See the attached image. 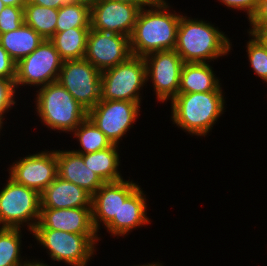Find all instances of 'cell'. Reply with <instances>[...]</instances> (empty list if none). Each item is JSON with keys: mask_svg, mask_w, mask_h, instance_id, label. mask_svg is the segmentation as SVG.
<instances>
[{"mask_svg": "<svg viewBox=\"0 0 267 266\" xmlns=\"http://www.w3.org/2000/svg\"><path fill=\"white\" fill-rule=\"evenodd\" d=\"M168 4L165 0H156L148 10H140L130 36L132 56L144 58L153 52L175 48L181 14L170 12Z\"/></svg>", "mask_w": 267, "mask_h": 266, "instance_id": "cell-1", "label": "cell"}, {"mask_svg": "<svg viewBox=\"0 0 267 266\" xmlns=\"http://www.w3.org/2000/svg\"><path fill=\"white\" fill-rule=\"evenodd\" d=\"M248 33L253 34L267 49V27H251Z\"/></svg>", "mask_w": 267, "mask_h": 266, "instance_id": "cell-35", "label": "cell"}, {"mask_svg": "<svg viewBox=\"0 0 267 266\" xmlns=\"http://www.w3.org/2000/svg\"><path fill=\"white\" fill-rule=\"evenodd\" d=\"M58 177L85 189L93 195L105 182L87 167L83 155L56 150Z\"/></svg>", "mask_w": 267, "mask_h": 266, "instance_id": "cell-17", "label": "cell"}, {"mask_svg": "<svg viewBox=\"0 0 267 266\" xmlns=\"http://www.w3.org/2000/svg\"><path fill=\"white\" fill-rule=\"evenodd\" d=\"M146 81L152 79L157 100H172L179 90L180 74L184 64L181 56L173 50L153 52L144 57Z\"/></svg>", "mask_w": 267, "mask_h": 266, "instance_id": "cell-11", "label": "cell"}, {"mask_svg": "<svg viewBox=\"0 0 267 266\" xmlns=\"http://www.w3.org/2000/svg\"><path fill=\"white\" fill-rule=\"evenodd\" d=\"M143 57L131 56L127 61L101 72V100H120L140 104V89L146 84Z\"/></svg>", "mask_w": 267, "mask_h": 266, "instance_id": "cell-7", "label": "cell"}, {"mask_svg": "<svg viewBox=\"0 0 267 266\" xmlns=\"http://www.w3.org/2000/svg\"><path fill=\"white\" fill-rule=\"evenodd\" d=\"M91 199L85 189L57 176L40 194V208L91 207Z\"/></svg>", "mask_w": 267, "mask_h": 266, "instance_id": "cell-18", "label": "cell"}, {"mask_svg": "<svg viewBox=\"0 0 267 266\" xmlns=\"http://www.w3.org/2000/svg\"><path fill=\"white\" fill-rule=\"evenodd\" d=\"M16 62L8 55L0 43V78L15 80Z\"/></svg>", "mask_w": 267, "mask_h": 266, "instance_id": "cell-31", "label": "cell"}, {"mask_svg": "<svg viewBox=\"0 0 267 266\" xmlns=\"http://www.w3.org/2000/svg\"><path fill=\"white\" fill-rule=\"evenodd\" d=\"M140 104L120 100H99L88 111V117L105 134L112 144L127 133L139 116Z\"/></svg>", "mask_w": 267, "mask_h": 266, "instance_id": "cell-10", "label": "cell"}, {"mask_svg": "<svg viewBox=\"0 0 267 266\" xmlns=\"http://www.w3.org/2000/svg\"><path fill=\"white\" fill-rule=\"evenodd\" d=\"M16 86L15 80L0 78V119L3 120L11 106L15 105Z\"/></svg>", "mask_w": 267, "mask_h": 266, "instance_id": "cell-30", "label": "cell"}, {"mask_svg": "<svg viewBox=\"0 0 267 266\" xmlns=\"http://www.w3.org/2000/svg\"><path fill=\"white\" fill-rule=\"evenodd\" d=\"M247 43V55L252 69L263 81L267 83V49L253 35Z\"/></svg>", "mask_w": 267, "mask_h": 266, "instance_id": "cell-28", "label": "cell"}, {"mask_svg": "<svg viewBox=\"0 0 267 266\" xmlns=\"http://www.w3.org/2000/svg\"><path fill=\"white\" fill-rule=\"evenodd\" d=\"M70 28H90V1L73 0L58 9L55 32Z\"/></svg>", "mask_w": 267, "mask_h": 266, "instance_id": "cell-25", "label": "cell"}, {"mask_svg": "<svg viewBox=\"0 0 267 266\" xmlns=\"http://www.w3.org/2000/svg\"><path fill=\"white\" fill-rule=\"evenodd\" d=\"M227 7L231 9H240L246 11L248 20L253 16L258 7L259 0H220Z\"/></svg>", "mask_w": 267, "mask_h": 266, "instance_id": "cell-32", "label": "cell"}, {"mask_svg": "<svg viewBox=\"0 0 267 266\" xmlns=\"http://www.w3.org/2000/svg\"><path fill=\"white\" fill-rule=\"evenodd\" d=\"M23 23V7L5 6L0 12V34L17 30Z\"/></svg>", "mask_w": 267, "mask_h": 266, "instance_id": "cell-29", "label": "cell"}, {"mask_svg": "<svg viewBox=\"0 0 267 266\" xmlns=\"http://www.w3.org/2000/svg\"><path fill=\"white\" fill-rule=\"evenodd\" d=\"M63 60L54 44L44 39L41 44L28 56L16 63L15 86L35 85L43 87L56 82Z\"/></svg>", "mask_w": 267, "mask_h": 266, "instance_id": "cell-8", "label": "cell"}, {"mask_svg": "<svg viewBox=\"0 0 267 266\" xmlns=\"http://www.w3.org/2000/svg\"><path fill=\"white\" fill-rule=\"evenodd\" d=\"M87 111L101 100V72L89 61H63L57 80Z\"/></svg>", "mask_w": 267, "mask_h": 266, "instance_id": "cell-9", "label": "cell"}, {"mask_svg": "<svg viewBox=\"0 0 267 266\" xmlns=\"http://www.w3.org/2000/svg\"><path fill=\"white\" fill-rule=\"evenodd\" d=\"M5 5L3 4V2L0 0V12L4 9Z\"/></svg>", "mask_w": 267, "mask_h": 266, "instance_id": "cell-40", "label": "cell"}, {"mask_svg": "<svg viewBox=\"0 0 267 266\" xmlns=\"http://www.w3.org/2000/svg\"><path fill=\"white\" fill-rule=\"evenodd\" d=\"M131 56L130 37L90 28L84 59L97 70L115 67Z\"/></svg>", "mask_w": 267, "mask_h": 266, "instance_id": "cell-13", "label": "cell"}, {"mask_svg": "<svg viewBox=\"0 0 267 266\" xmlns=\"http://www.w3.org/2000/svg\"><path fill=\"white\" fill-rule=\"evenodd\" d=\"M24 23L32 27L42 38L50 39L55 34L58 9L26 3Z\"/></svg>", "mask_w": 267, "mask_h": 266, "instance_id": "cell-24", "label": "cell"}, {"mask_svg": "<svg viewBox=\"0 0 267 266\" xmlns=\"http://www.w3.org/2000/svg\"><path fill=\"white\" fill-rule=\"evenodd\" d=\"M21 237L20 228L0 227V266H21L28 261L21 258Z\"/></svg>", "mask_w": 267, "mask_h": 266, "instance_id": "cell-27", "label": "cell"}, {"mask_svg": "<svg viewBox=\"0 0 267 266\" xmlns=\"http://www.w3.org/2000/svg\"><path fill=\"white\" fill-rule=\"evenodd\" d=\"M21 266H49L48 264L46 265V263H42L41 261H27L25 264L21 265Z\"/></svg>", "mask_w": 267, "mask_h": 266, "instance_id": "cell-38", "label": "cell"}, {"mask_svg": "<svg viewBox=\"0 0 267 266\" xmlns=\"http://www.w3.org/2000/svg\"><path fill=\"white\" fill-rule=\"evenodd\" d=\"M34 238L48 251L54 261L72 266H87L95 251L98 235H83L62 230L33 229ZM89 260V261H88Z\"/></svg>", "mask_w": 267, "mask_h": 266, "instance_id": "cell-6", "label": "cell"}, {"mask_svg": "<svg viewBox=\"0 0 267 266\" xmlns=\"http://www.w3.org/2000/svg\"><path fill=\"white\" fill-rule=\"evenodd\" d=\"M141 8L135 4L112 0L90 2V28L103 32L132 35Z\"/></svg>", "mask_w": 267, "mask_h": 266, "instance_id": "cell-12", "label": "cell"}, {"mask_svg": "<svg viewBox=\"0 0 267 266\" xmlns=\"http://www.w3.org/2000/svg\"><path fill=\"white\" fill-rule=\"evenodd\" d=\"M159 264H160L159 262H156V263L154 262L152 264L150 263V264H146V265L144 264V265H140V266H159ZM136 266H139V265H136Z\"/></svg>", "mask_w": 267, "mask_h": 266, "instance_id": "cell-39", "label": "cell"}, {"mask_svg": "<svg viewBox=\"0 0 267 266\" xmlns=\"http://www.w3.org/2000/svg\"><path fill=\"white\" fill-rule=\"evenodd\" d=\"M37 92V114L41 122L54 131L73 132L88 116V111L58 81Z\"/></svg>", "mask_w": 267, "mask_h": 266, "instance_id": "cell-4", "label": "cell"}, {"mask_svg": "<svg viewBox=\"0 0 267 266\" xmlns=\"http://www.w3.org/2000/svg\"><path fill=\"white\" fill-rule=\"evenodd\" d=\"M230 43L229 38L214 25L181 14L174 50L184 63L216 60L228 54Z\"/></svg>", "mask_w": 267, "mask_h": 266, "instance_id": "cell-2", "label": "cell"}, {"mask_svg": "<svg viewBox=\"0 0 267 266\" xmlns=\"http://www.w3.org/2000/svg\"><path fill=\"white\" fill-rule=\"evenodd\" d=\"M118 145L112 144L110 147L83 155L84 163L104 182H114L122 180L118 166L120 164Z\"/></svg>", "mask_w": 267, "mask_h": 266, "instance_id": "cell-23", "label": "cell"}, {"mask_svg": "<svg viewBox=\"0 0 267 266\" xmlns=\"http://www.w3.org/2000/svg\"><path fill=\"white\" fill-rule=\"evenodd\" d=\"M146 196L140 186L121 204L118 218H114L106 230L114 236H124L141 225L150 223L146 216Z\"/></svg>", "mask_w": 267, "mask_h": 266, "instance_id": "cell-19", "label": "cell"}, {"mask_svg": "<svg viewBox=\"0 0 267 266\" xmlns=\"http://www.w3.org/2000/svg\"><path fill=\"white\" fill-rule=\"evenodd\" d=\"M43 40L44 38L25 23L17 30L0 34L1 46L16 63L31 54Z\"/></svg>", "mask_w": 267, "mask_h": 266, "instance_id": "cell-21", "label": "cell"}, {"mask_svg": "<svg viewBox=\"0 0 267 266\" xmlns=\"http://www.w3.org/2000/svg\"><path fill=\"white\" fill-rule=\"evenodd\" d=\"M139 187L132 181L119 180L105 182L91 199L92 222L96 232L100 223L106 227L114 218H118L121 204Z\"/></svg>", "mask_w": 267, "mask_h": 266, "instance_id": "cell-15", "label": "cell"}, {"mask_svg": "<svg viewBox=\"0 0 267 266\" xmlns=\"http://www.w3.org/2000/svg\"><path fill=\"white\" fill-rule=\"evenodd\" d=\"M72 133L78 138L79 145L82 148V150L76 149L72 151L80 155L104 150L112 145V142L88 116Z\"/></svg>", "mask_w": 267, "mask_h": 266, "instance_id": "cell-26", "label": "cell"}, {"mask_svg": "<svg viewBox=\"0 0 267 266\" xmlns=\"http://www.w3.org/2000/svg\"><path fill=\"white\" fill-rule=\"evenodd\" d=\"M118 2H125L130 4H135L136 6L140 7L141 9L144 7L151 6L156 0H112Z\"/></svg>", "mask_w": 267, "mask_h": 266, "instance_id": "cell-36", "label": "cell"}, {"mask_svg": "<svg viewBox=\"0 0 267 266\" xmlns=\"http://www.w3.org/2000/svg\"><path fill=\"white\" fill-rule=\"evenodd\" d=\"M73 0H27V3H32L46 8L59 9L62 6L71 3Z\"/></svg>", "mask_w": 267, "mask_h": 266, "instance_id": "cell-34", "label": "cell"}, {"mask_svg": "<svg viewBox=\"0 0 267 266\" xmlns=\"http://www.w3.org/2000/svg\"><path fill=\"white\" fill-rule=\"evenodd\" d=\"M222 92L178 93L171 100L173 124L189 134L206 136L225 110Z\"/></svg>", "mask_w": 267, "mask_h": 266, "instance_id": "cell-3", "label": "cell"}, {"mask_svg": "<svg viewBox=\"0 0 267 266\" xmlns=\"http://www.w3.org/2000/svg\"><path fill=\"white\" fill-rule=\"evenodd\" d=\"M34 229L62 230L74 234L98 235L93 226L91 207L40 208L39 221Z\"/></svg>", "mask_w": 267, "mask_h": 266, "instance_id": "cell-16", "label": "cell"}, {"mask_svg": "<svg viewBox=\"0 0 267 266\" xmlns=\"http://www.w3.org/2000/svg\"><path fill=\"white\" fill-rule=\"evenodd\" d=\"M3 123V120L0 119V129L3 127L2 124ZM1 131V130H0Z\"/></svg>", "mask_w": 267, "mask_h": 266, "instance_id": "cell-41", "label": "cell"}, {"mask_svg": "<svg viewBox=\"0 0 267 266\" xmlns=\"http://www.w3.org/2000/svg\"><path fill=\"white\" fill-rule=\"evenodd\" d=\"M89 31L90 28H70L64 32H55L49 40L63 61L80 60L85 56Z\"/></svg>", "mask_w": 267, "mask_h": 266, "instance_id": "cell-22", "label": "cell"}, {"mask_svg": "<svg viewBox=\"0 0 267 266\" xmlns=\"http://www.w3.org/2000/svg\"><path fill=\"white\" fill-rule=\"evenodd\" d=\"M40 207V194L36 190L20 185L9 177L0 191V227L21 229V225L26 223L32 232L39 221Z\"/></svg>", "mask_w": 267, "mask_h": 266, "instance_id": "cell-5", "label": "cell"}, {"mask_svg": "<svg viewBox=\"0 0 267 266\" xmlns=\"http://www.w3.org/2000/svg\"><path fill=\"white\" fill-rule=\"evenodd\" d=\"M249 23L251 27H267V0H259L257 10Z\"/></svg>", "mask_w": 267, "mask_h": 266, "instance_id": "cell-33", "label": "cell"}, {"mask_svg": "<svg viewBox=\"0 0 267 266\" xmlns=\"http://www.w3.org/2000/svg\"><path fill=\"white\" fill-rule=\"evenodd\" d=\"M5 6L24 7L27 0H1Z\"/></svg>", "mask_w": 267, "mask_h": 266, "instance_id": "cell-37", "label": "cell"}, {"mask_svg": "<svg viewBox=\"0 0 267 266\" xmlns=\"http://www.w3.org/2000/svg\"><path fill=\"white\" fill-rule=\"evenodd\" d=\"M9 176L16 183L41 194L58 176L56 151L28 155L10 166Z\"/></svg>", "mask_w": 267, "mask_h": 266, "instance_id": "cell-14", "label": "cell"}, {"mask_svg": "<svg viewBox=\"0 0 267 266\" xmlns=\"http://www.w3.org/2000/svg\"><path fill=\"white\" fill-rule=\"evenodd\" d=\"M222 91L218 78L209 63H184L178 93Z\"/></svg>", "mask_w": 267, "mask_h": 266, "instance_id": "cell-20", "label": "cell"}]
</instances>
